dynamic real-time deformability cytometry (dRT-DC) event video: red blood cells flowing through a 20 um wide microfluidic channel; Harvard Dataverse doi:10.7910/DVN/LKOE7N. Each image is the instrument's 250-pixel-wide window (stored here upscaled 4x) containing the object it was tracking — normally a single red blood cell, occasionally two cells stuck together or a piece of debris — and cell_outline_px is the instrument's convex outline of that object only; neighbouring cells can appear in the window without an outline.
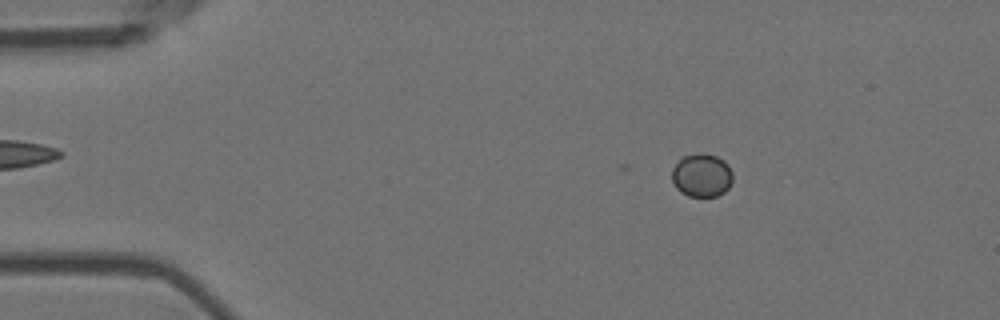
{"species": "Egyptian fruit bat (a non-hibernating species)", "species_latin": "Rousettus aegyptiacus", "temperature_condition": "room temperature", "stored_images_in_passage": 5, "camera_frame_rate_fps": 3000, "um_per_image_px": 0.085, "animal": {"sex": "female"}, "frame": {"image": 1, "passage_image": 5, "time_ms": 1.333, "image_size_px": [1000, 320], "cell_outline_px": [[732, 180], [728, 188], [724, 192], [716, 196], [688, 196], [680, 192], [676, 188], [672, 180], [672, 168], [680, 156], [700, 152], [716, 156], [724, 160], [728, 164], [732, 172]], "centroid_in_image_um": [59.62, 14.88], "position_along_channel_um": 25.4, "area_um2": 15.61}}